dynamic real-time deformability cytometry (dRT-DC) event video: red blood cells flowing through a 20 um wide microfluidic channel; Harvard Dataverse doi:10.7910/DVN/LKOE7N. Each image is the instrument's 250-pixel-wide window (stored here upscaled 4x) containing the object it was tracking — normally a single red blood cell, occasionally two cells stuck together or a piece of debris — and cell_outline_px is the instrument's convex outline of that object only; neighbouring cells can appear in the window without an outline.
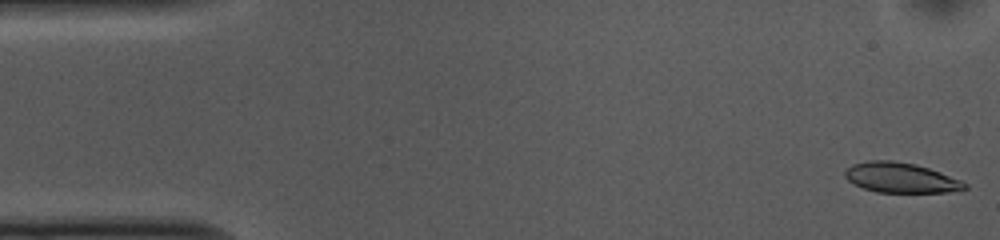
{"species": "common noctule bat (a hibernating species)", "species_latin": "Nyctalus noctula", "temperature_condition": "cold", "stored_images_in_passage": 52, "camera_frame_rate_fps": 3000, "um_per_image_px": 0.085, "animal": {"sex": "female", "body_mass_g": 10.0, "forearm_length_mm": 53.1}, "frame": {"image": 1, "passage_image": 1, "time_ms": 0.0, "image_size_px": [1000, 240], "cell_outline_px": [[968, 188], [960, 192], [876, 192], [864, 188], [848, 180], [844, 176], [844, 172], [852, 164], [868, 160], [892, 160], [916, 164], [940, 172], [960, 180], [968, 184]], "centroid_in_image_um": [76.6, 15.1], "position_along_channel_um": 8.4, "area_um2": 21.04}}
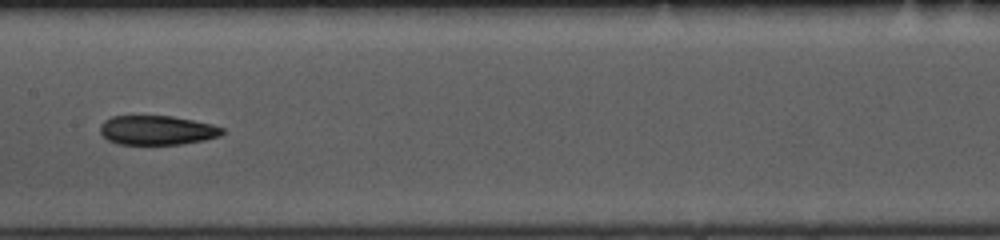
{"frame": {"image": 2, "passage_image": 25, "time_ms": 8.0, "image_size_px": [1000, 240], "cell_outline_px": [[224, 132], [220, 136], [204, 140], [180, 144], [120, 144], [108, 140], [100, 132], [100, 124], [104, 120], [112, 116], [172, 116], [212, 124], [224, 128]], "centroid_in_image_um": [13.35, 11.06], "position_along_channel_um": 194.1, "area_um2": 20.81}}
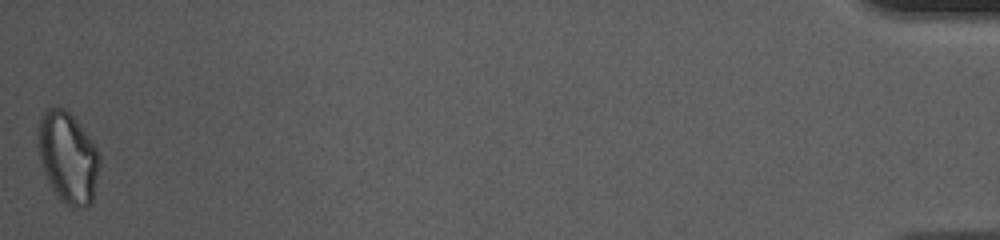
{"frame": {"image": 3, "passage_image": 52, "time_ms": 17.0, "image_size_px": [1000, 240], "cell_outline_px": [[100, 164], [92, 204], [84, 208], [72, 208], [64, 204], [56, 196], [48, 184], [40, 164], [36, 140], [36, 128], [40, 116], [48, 108], [64, 108], [76, 120], [96, 148], [100, 156]], "centroid_in_image_um": [5.73, 13.43], "position_along_channel_um": 429.5, "area_um2": 33.35}, "authors_computed_cell_mechanics": {"area_um2": 22.3108, "velocity_mm_per_s": 3.7304, "shape_relaxation_time_tau1_ms": 8.7558, "shape_relaxation_time_tau2_ms": 9.3202, "deformation_change_tau1": 0.1744, "deformation_change_tau2": 0.1865}}